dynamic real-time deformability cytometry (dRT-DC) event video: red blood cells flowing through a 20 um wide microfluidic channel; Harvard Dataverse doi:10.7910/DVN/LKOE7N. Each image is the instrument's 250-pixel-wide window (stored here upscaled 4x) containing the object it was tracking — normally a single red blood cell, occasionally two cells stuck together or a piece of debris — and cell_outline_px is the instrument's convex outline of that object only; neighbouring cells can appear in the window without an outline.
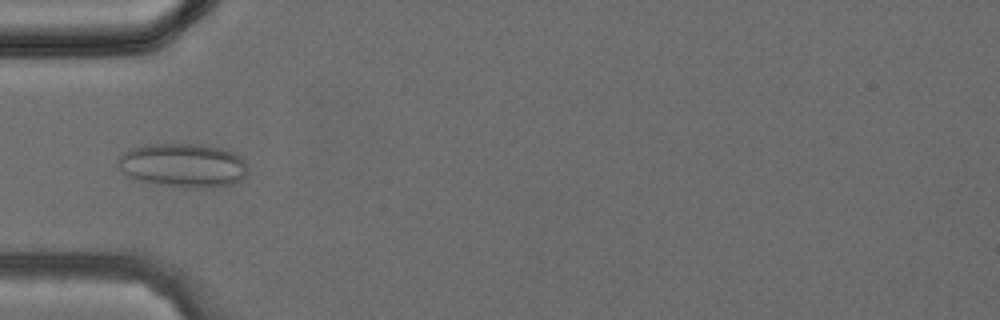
{"species": "common noctule bat (a hibernating species)", "species_latin": "Nyctalus noctula", "temperature_condition": "cold", "stored_images_in_passage": 39, "camera_frame_rate_fps": 3000, "um_per_image_px": 0.085, "animal": {"sex": "female", "body_mass_g": 24.6, "forearm_length_mm": 56.2}, "frame": {"image": 1, "passage_image": 12, "time_ms": 3.667, "image_size_px": [1000, 320], "cell_outline_px": [[248, 172], [236, 184], [216, 188], [184, 188], [136, 180], [128, 176], [116, 164], [116, 160], [128, 148], [148, 144], [200, 144], [220, 148], [232, 152], [240, 156], [244, 160], [248, 168]], "centroid_in_image_um": [15.57, 14.06], "position_along_channel_um": 69.4, "area_um2": 33.76}}